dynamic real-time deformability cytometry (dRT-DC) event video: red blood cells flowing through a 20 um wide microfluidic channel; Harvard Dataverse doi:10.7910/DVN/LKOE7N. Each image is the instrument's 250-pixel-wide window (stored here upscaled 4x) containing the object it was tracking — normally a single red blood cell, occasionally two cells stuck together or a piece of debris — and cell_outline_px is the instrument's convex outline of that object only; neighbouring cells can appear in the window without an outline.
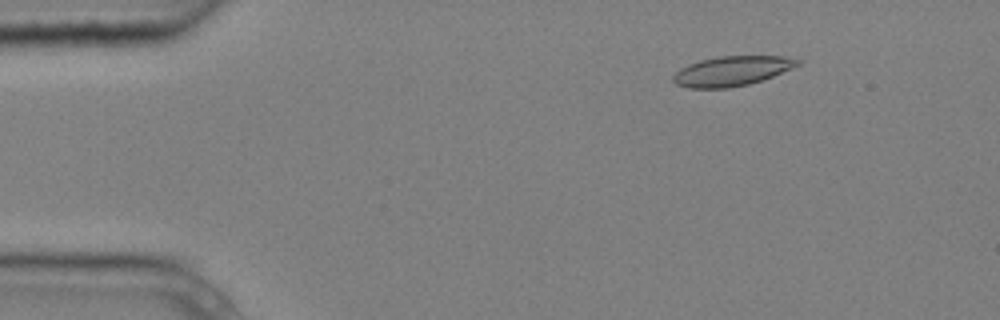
{"species": "common noctule bat (a hibernating species)", "species_latin": "Nyctalus noctula", "temperature_condition": "cold", "stored_images_in_passage": 4, "camera_frame_rate_fps": 3000, "um_per_image_px": 0.085, "animal": {"sex": "male", "body_mass_g": 20.4}, "frame": {"image": 1, "passage_image": 2, "time_ms": 0.333, "image_size_px": [1000, 320], "cell_outline_px": [[800, 64], [792, 68], [772, 76], [748, 84], [728, 88], [688, 88], [676, 84], [672, 80], [672, 76], [680, 68], [688, 64], [700, 60], [720, 56], [784, 56], [800, 60]], "centroid_in_image_um": [62.17, 6.03], "position_along_channel_um": 22.8, "area_um2": 21.44}}